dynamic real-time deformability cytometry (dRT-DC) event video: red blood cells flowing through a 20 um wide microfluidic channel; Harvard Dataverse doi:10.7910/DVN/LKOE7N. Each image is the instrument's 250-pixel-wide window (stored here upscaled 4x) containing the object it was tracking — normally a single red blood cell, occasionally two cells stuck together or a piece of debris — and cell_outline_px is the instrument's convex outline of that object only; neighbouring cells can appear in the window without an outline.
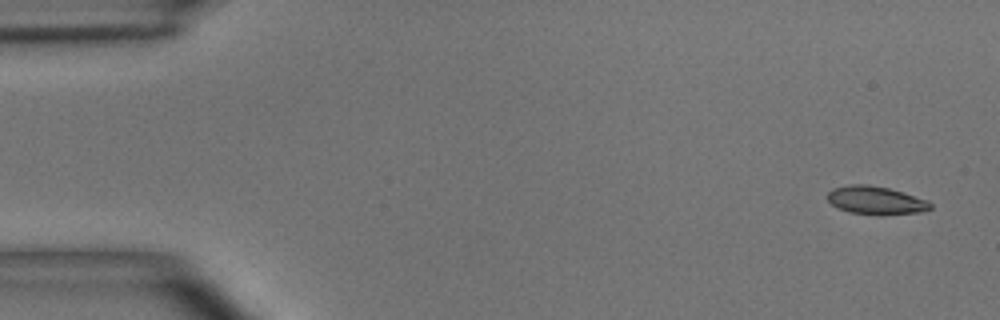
{"species": "common noctule bat (a hibernating species)", "species_latin": "Nyctalus noctula", "temperature_condition": "room temperature", "stored_images_in_passage": 7, "camera_frame_rate_fps": 3000, "um_per_image_px": 0.085, "animal": {"sex": "male", "body_mass_g": 15.6}, "frame": {"image": 1, "passage_image": 1, "time_ms": 0.0, "image_size_px": [1000, 320], "cell_outline_px": [[932, 208], [920, 212], [848, 212], [832, 204], [828, 200], [828, 192], [832, 188], [848, 184], [868, 184], [888, 188], [928, 200], [932, 204]], "centroid_in_image_um": [74.4, 16.96], "position_along_channel_um": 10.6, "area_um2": 16.01}}
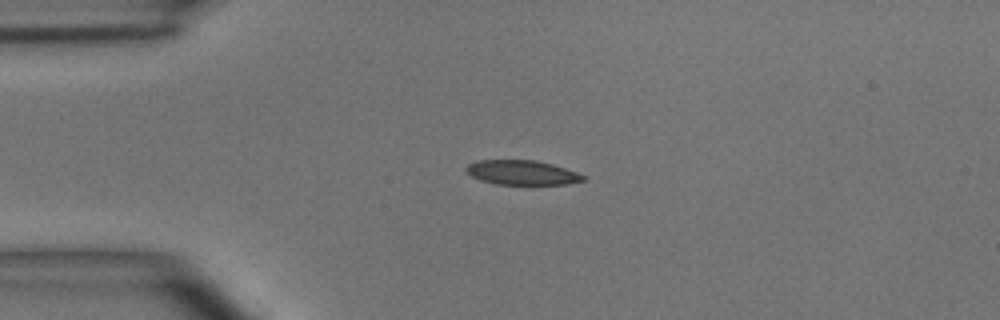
{"frame": {"image": 2, "passage_image": 4, "time_ms": 3.333, "image_size_px": [1000, 320], "cell_outline_px": [[584, 180], [568, 184], [496, 184], [480, 180], [472, 176], [464, 168], [468, 164], [476, 160], [536, 160], [552, 164], [576, 172], [584, 176]], "centroid_in_image_um": [44.33, 14.66], "position_along_channel_um": 40.7, "area_um2": 16.59}}
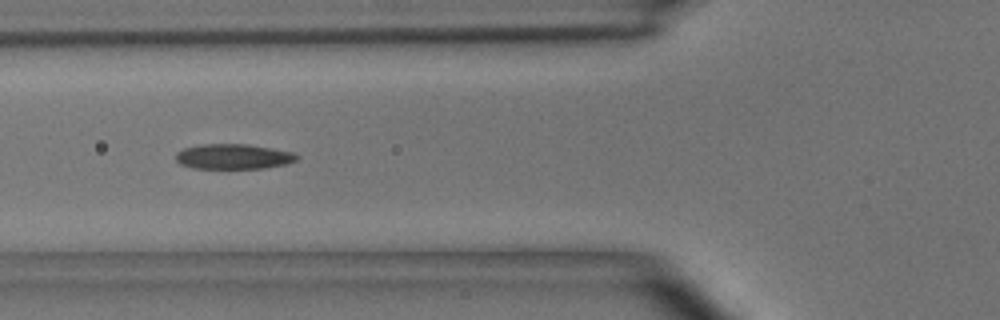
{"frame": {"image": 3, "passage_image": 6, "time_ms": 5.667, "image_size_px": [1000, 320], "cell_outline_px": [[300, 156], [296, 160], [288, 164], [264, 168], [192, 168], [180, 164], [176, 160], [176, 152], [184, 148], [200, 144], [248, 144], [292, 152]], "centroid_in_image_um": [19.83, 13.3], "position_along_channel_um": 106.0, "area_um2": 17.74}}